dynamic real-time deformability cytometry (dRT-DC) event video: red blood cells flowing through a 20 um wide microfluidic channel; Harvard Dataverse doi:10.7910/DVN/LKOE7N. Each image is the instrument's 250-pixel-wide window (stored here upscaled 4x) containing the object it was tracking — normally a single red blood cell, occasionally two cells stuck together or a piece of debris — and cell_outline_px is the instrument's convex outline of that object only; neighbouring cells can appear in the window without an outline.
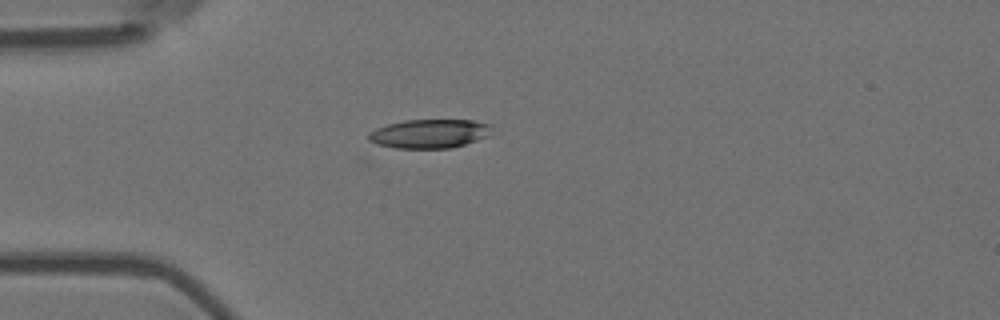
{"species": "Egyptian fruit bat (a non-hibernating species)", "species_latin": "Rousettus aegyptiacus", "temperature_condition": "room temperature", "stored_images_in_passage": 1, "camera_frame_rate_fps": 3000, "um_per_image_px": 0.085, "animal": {"sex": "female"}, "frame": {"image": 1, "passage_image": 1, "time_ms": 0.0, "image_size_px": [1000, 320], "cell_outline_px": [[492, 124], [488, 136], [464, 144], [448, 148], [396, 148], [376, 144], [368, 140], [368, 132], [376, 128], [388, 124], [404, 120], [472, 120]], "centroid_in_image_um": [36.47, 11.35], "position_along_channel_um": 48.5, "area_um2": 20.69}}